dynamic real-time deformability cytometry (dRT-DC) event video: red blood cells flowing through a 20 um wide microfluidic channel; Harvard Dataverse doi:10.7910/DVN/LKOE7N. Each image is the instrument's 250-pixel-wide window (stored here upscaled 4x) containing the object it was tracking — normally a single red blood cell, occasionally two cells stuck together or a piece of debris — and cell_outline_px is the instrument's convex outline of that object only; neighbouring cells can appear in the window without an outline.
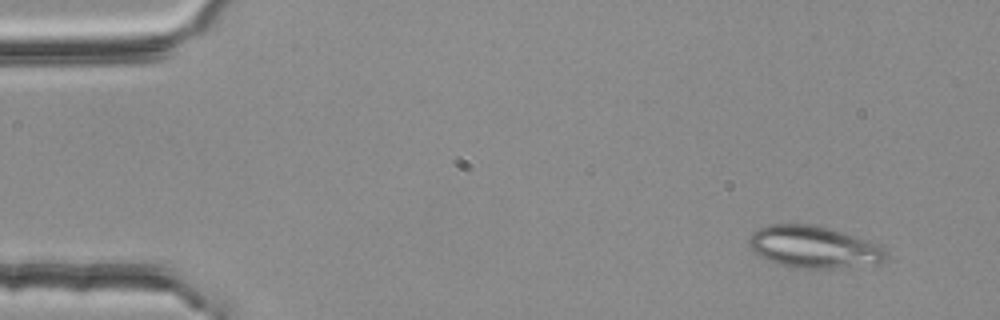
{"species": "common noctule bat (a hibernating species)", "species_latin": "Nyctalus noctula", "temperature_condition": "room temperature", "stored_images_in_passage": 4, "camera_frame_rate_fps": 3000, "um_per_image_px": 0.085, "animal": {"sex": "female", "body_mass_g": 25.1}, "frame": {"image": 1, "passage_image": 1, "time_ms": 0.0, "image_size_px": [1000, 320], "cell_outline_px": [[888, 256], [884, 264], [832, 268], [804, 268], [780, 264], [768, 260], [760, 256], [748, 244], [748, 236], [752, 232], [768, 224], [816, 224], [868, 240], [884, 248]], "centroid_in_image_um": [69.21, 20.99], "position_along_channel_um": 15.8, "area_um2": 33.64}}